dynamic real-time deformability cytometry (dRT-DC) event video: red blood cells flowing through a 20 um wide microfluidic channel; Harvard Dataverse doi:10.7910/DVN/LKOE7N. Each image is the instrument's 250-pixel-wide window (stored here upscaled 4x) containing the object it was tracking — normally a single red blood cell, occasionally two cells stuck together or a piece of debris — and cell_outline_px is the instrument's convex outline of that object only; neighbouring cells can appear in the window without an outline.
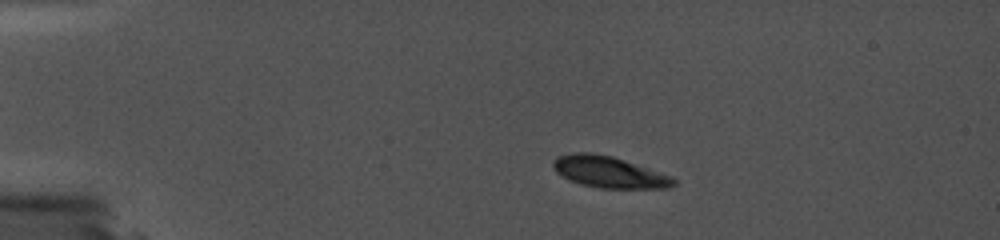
{"species": "common noctule bat (a hibernating species)", "species_latin": "Nyctalus noctula", "temperature_condition": "cold", "stored_images_in_passage": 47, "camera_frame_rate_fps": 5000, "um_per_image_px": 0.085, "animal": {"sex": "female", "body_mass_g": 19.0, "forearm_length_mm": 56.7}, "frame": {"image": 1, "passage_image": 8, "time_ms": 3.0, "image_size_px": [1000, 240], "cell_outline_px": [[676, 184], [668, 188], [600, 188], [580, 184], [560, 176], [556, 172], [552, 164], [552, 160], [556, 156], [572, 152], [592, 152], [612, 156], [672, 176], [676, 180]], "centroid_in_image_um": [51.72, 14.61], "position_along_channel_um": 33.3, "area_um2": 22.2}}
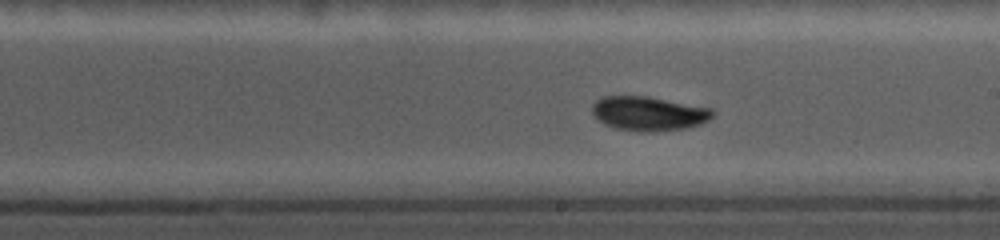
{"frame": {"image": 2, "passage_image": 29, "time_ms": 10.2, "image_size_px": [1000, 240], "cell_outline_px": [[716, 112], [708, 120], [700, 124], [688, 128], [648, 132], [644, 132], [616, 128], [604, 124], [596, 120], [592, 112], [592, 104], [596, 100], [604, 96], [648, 96], [712, 108]], "centroid_in_image_um": [55.13, 9.65], "position_along_channel_um": 233.9, "area_um2": 24.22}}
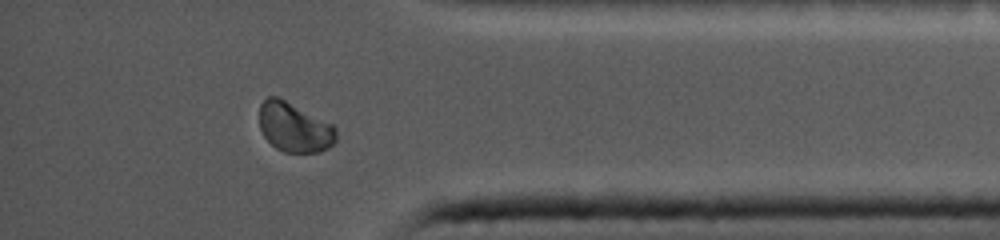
{"frame": {"image": 3, "passage_image": 43, "time_ms": 15.0, "image_size_px": [1000, 240], "cell_outline_px": [[336, 140], [328, 148], [320, 152], [284, 152], [276, 148], [264, 136], [260, 128], [260, 104], [268, 96], [276, 96], [336, 124]], "centroid_in_image_um": [25.06, 10.82], "position_along_channel_um": 410.1, "area_um2": 22.31}}